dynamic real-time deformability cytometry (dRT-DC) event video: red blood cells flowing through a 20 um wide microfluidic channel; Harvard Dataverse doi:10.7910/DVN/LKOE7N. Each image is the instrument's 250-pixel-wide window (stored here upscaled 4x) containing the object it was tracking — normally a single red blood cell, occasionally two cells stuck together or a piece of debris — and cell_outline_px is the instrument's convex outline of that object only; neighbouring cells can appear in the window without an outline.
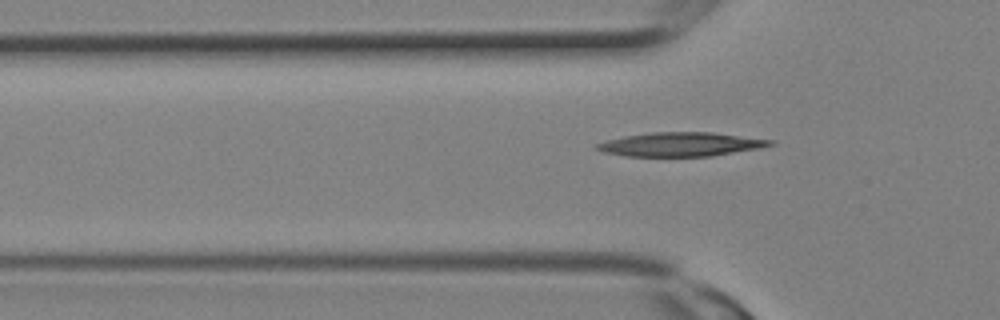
{"species": "Egyptian fruit bat (a non-hibernating species)", "species_latin": "Rousettus aegyptiacus", "temperature_condition": "room temperature", "stored_images_in_passage": 3, "camera_frame_rate_fps": 3000, "um_per_image_px": 0.085, "animal": {"sex": "female"}, "frame": {"image": 1, "passage_image": 3, "time_ms": 0.667, "image_size_px": [1000, 320], "cell_outline_px": [[776, 144], [760, 148], [712, 156], [624, 156], [604, 152], [592, 148], [592, 144], [624, 136], [652, 132], [712, 132], [776, 140]], "centroid_in_image_um": [57.86, 12.26], "position_along_channel_um": 67.9, "area_um2": 24.45}}